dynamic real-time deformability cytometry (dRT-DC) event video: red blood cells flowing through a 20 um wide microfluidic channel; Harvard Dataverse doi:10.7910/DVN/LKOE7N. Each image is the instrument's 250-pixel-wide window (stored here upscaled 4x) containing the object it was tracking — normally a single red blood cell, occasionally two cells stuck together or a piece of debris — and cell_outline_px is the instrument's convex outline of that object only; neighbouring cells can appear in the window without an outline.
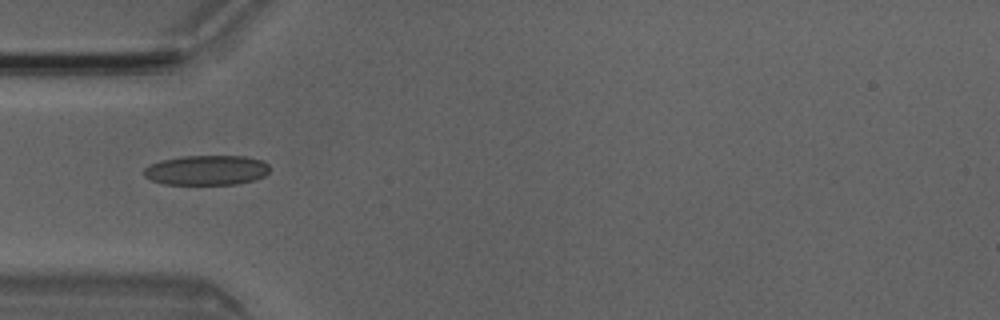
{"species": "Egyptian fruit bat (a non-hibernating species)", "species_latin": "Rousettus aegyptiacus", "temperature_condition": "room temperature", "stored_images_in_passage": 4, "camera_frame_rate_fps": 3000, "um_per_image_px": 0.085, "animal": {"sex": "male"}, "frame": {"image": 1, "passage_image": 4, "time_ms": 1.0, "image_size_px": [1000, 320], "cell_outline_px": [[268, 172], [264, 176], [256, 180], [236, 184], [164, 184], [152, 180], [144, 176], [144, 168], [148, 164], [160, 160], [184, 156], [244, 156], [264, 160], [268, 164]], "centroid_in_image_um": [17.56, 14.46], "position_along_channel_um": 67.4, "area_um2": 22.02}}